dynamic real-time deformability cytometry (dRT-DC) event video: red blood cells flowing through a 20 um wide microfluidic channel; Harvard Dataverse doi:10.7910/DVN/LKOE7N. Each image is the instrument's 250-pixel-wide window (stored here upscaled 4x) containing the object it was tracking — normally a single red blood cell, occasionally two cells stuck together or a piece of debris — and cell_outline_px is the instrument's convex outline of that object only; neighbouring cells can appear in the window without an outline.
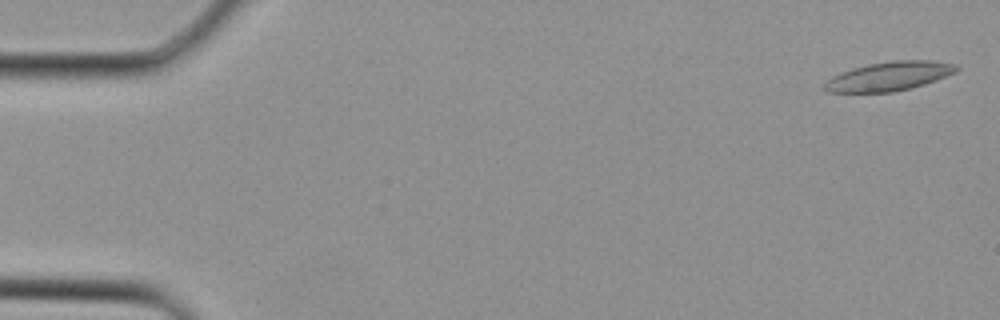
{"species": "Egyptian fruit bat (a non-hibernating species)", "species_latin": "Rousettus aegyptiacus", "temperature_condition": "cold", "stored_images_in_passage": 4, "camera_frame_rate_fps": 3000, "um_per_image_px": 0.085, "animal": {"sex": "female"}, "frame": {"image": 1, "passage_image": 1, "time_ms": 0.0, "image_size_px": [1000, 320], "cell_outline_px": [[960, 68], [956, 72], [936, 80], [924, 84], [892, 92], [828, 92], [824, 88], [824, 84], [832, 76], [840, 72], [852, 68], [868, 64], [892, 60], [928, 60], [956, 64]], "centroid_in_image_um": [75.58, 6.47], "position_along_channel_um": 9.4, "area_um2": 22.2}}